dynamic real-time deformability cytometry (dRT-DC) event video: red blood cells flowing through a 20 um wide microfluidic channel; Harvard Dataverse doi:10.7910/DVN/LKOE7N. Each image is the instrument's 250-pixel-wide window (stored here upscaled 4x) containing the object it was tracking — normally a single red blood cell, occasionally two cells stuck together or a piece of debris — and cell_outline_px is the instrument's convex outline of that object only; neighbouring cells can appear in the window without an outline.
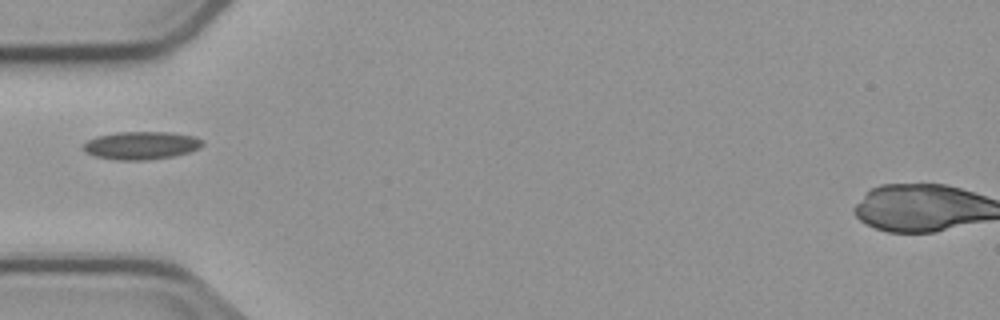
{"species": "common noctule bat (a hibernating species)", "species_latin": "Nyctalus noctula", "temperature_condition": "cold", "stored_images_in_passage": 1, "camera_frame_rate_fps": 3000, "um_per_image_px": 0.085, "animal": {"sex": "male", "body_mass_g": 23.1, "forearm_length_mm": 52.7}, "frame": {"image": 1, "passage_image": 1, "time_ms": 0.0, "image_size_px": [1000, 320], "cell_outline_px": [[204, 144], [200, 148], [188, 152], [172, 156], [148, 160], [112, 160], [92, 156], [84, 152], [80, 148], [88, 140], [96, 136], [116, 132], [172, 132], [196, 136], [204, 140]], "centroid_in_image_um": [11.97, 12.36], "position_along_channel_um": 73.0, "area_um2": 19.83}}